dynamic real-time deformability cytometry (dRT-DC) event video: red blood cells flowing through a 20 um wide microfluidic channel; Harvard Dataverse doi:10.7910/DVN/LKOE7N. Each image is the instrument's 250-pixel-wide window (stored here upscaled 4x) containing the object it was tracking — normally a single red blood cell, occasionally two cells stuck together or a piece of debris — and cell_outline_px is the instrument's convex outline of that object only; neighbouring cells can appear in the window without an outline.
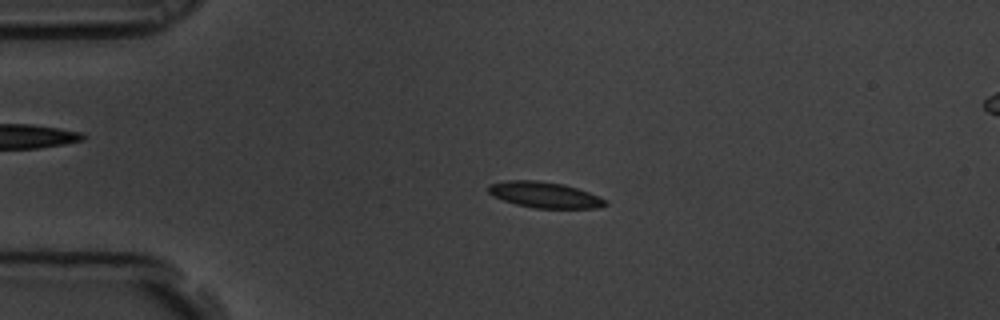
{"species": "common noctule bat (a hibernating species)", "species_latin": "Nyctalus noctula", "temperature_condition": "room temperature", "stored_images_in_passage": 58, "camera_frame_rate_fps": 3000, "um_per_image_px": 0.085, "animal": {"sex": "male", "body_mass_g": 19.5, "forearm_length_mm": 54.6}, "frame": {"image": 1, "passage_image": 12, "time_ms": 3.667, "image_size_px": [1000, 320], "cell_outline_px": [[608, 204], [596, 208], [536, 208], [516, 204], [492, 196], [488, 192], [488, 184], [508, 180], [536, 180], [564, 184], [588, 192], [608, 200]], "centroid_in_image_um": [46.28, 16.56], "position_along_channel_um": 38.7, "area_um2": 17.63}}
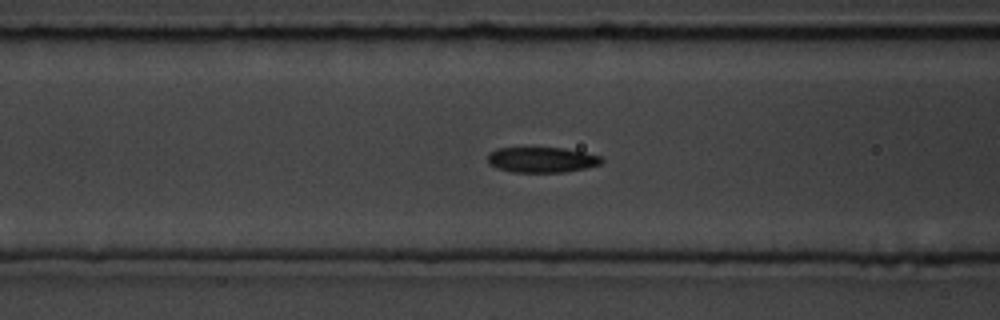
{"frame": {"image": 2, "passage_image": 22, "time_ms": 7.0, "image_size_px": [1000, 320], "cell_outline_px": [[604, 160], [600, 164], [584, 168], [564, 172], [512, 172], [496, 168], [488, 164], [488, 152], [496, 148], [564, 148], [584, 152], [600, 156]], "centroid_in_image_um": [46.01, 13.58], "position_along_channel_um": 120.6, "area_um2": 16.88}}
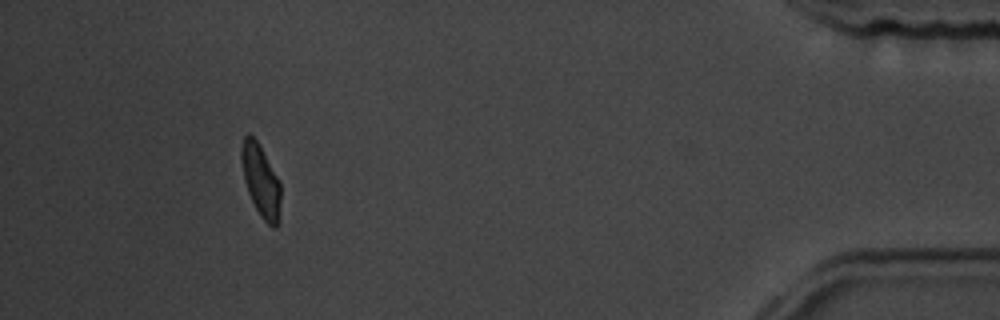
{"frame": {"image": 3, "passage_image": 53, "time_ms": 17.333, "image_size_px": [1000, 320], "cell_outline_px": [[280, 220], [276, 228], [272, 228], [260, 216], [248, 192], [244, 180], [240, 160], [240, 148], [244, 136], [248, 132], [256, 140], [280, 180]], "centroid_in_image_um": [22.17, 15.37], "position_along_channel_um": 413.0, "area_um2": 16.7}, "authors_computed_cell_mechanics": {"area_um2": 17.051, "velocity_mm_per_s": 3.437, "shape_relaxation_time_tau1_ms": 3.4067, "shape_relaxation_time_tau2_ms": 2.27, "deformation_change_tau1": 0.1118, "deformation_change_tau2": 0.0571}}